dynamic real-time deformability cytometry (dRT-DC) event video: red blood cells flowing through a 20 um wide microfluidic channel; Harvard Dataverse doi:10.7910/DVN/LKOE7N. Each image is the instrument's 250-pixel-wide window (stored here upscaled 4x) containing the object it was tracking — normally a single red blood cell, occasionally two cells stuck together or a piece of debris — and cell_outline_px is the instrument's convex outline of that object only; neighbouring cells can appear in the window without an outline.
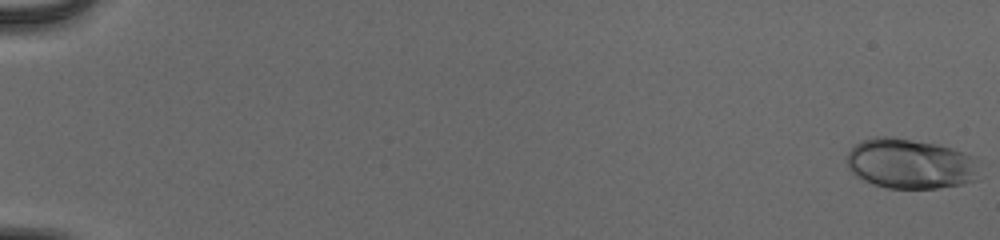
{"species": "human", "species_latin": "Homo sapiens", "temperature_condition": "cold", "stored_images_in_passage": 55, "camera_frame_rate_fps": 3000, "um_per_image_px": 0.085, "donor": {"sex": "male"}, "frame": {"image": 1, "passage_image": 1, "time_ms": 0.0, "image_size_px": [1000, 240], "cell_outline_px": [[976, 156], [972, 180], [960, 184], [936, 188], [888, 188], [872, 184], [856, 176], [848, 168], [844, 160], [848, 152], [860, 140], [876, 136], [884, 136], [936, 144], [952, 148]], "centroid_in_image_um": [77.26, 13.9], "position_along_channel_um": 7.7, "area_um2": 38.26}}
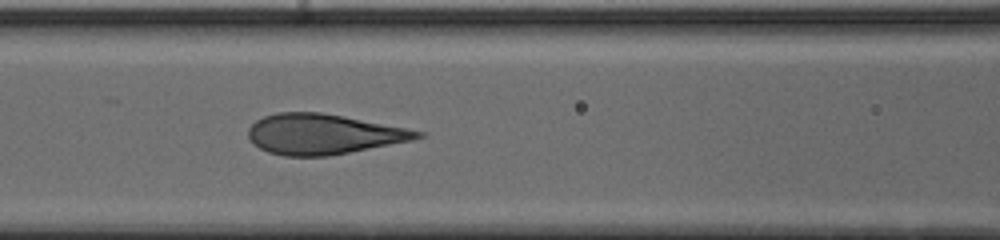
{"frame": {"image": 2, "passage_image": 27, "time_ms": 8.667, "image_size_px": [1000, 240], "cell_outline_px": [[428, 136], [412, 140], [328, 156], [284, 156], [268, 152], [260, 148], [248, 136], [248, 128], [256, 120], [264, 116], [276, 112], [320, 112], [344, 116], [428, 132]], "centroid_in_image_um": [27.51, 11.39], "position_along_channel_um": 139.1, "area_um2": 39.65}}
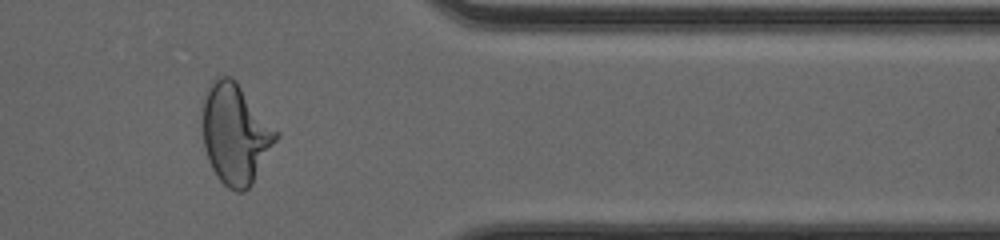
{"frame": {"image": 3, "passage_image": 47, "time_ms": 15.333, "image_size_px": [1000, 240], "cell_outline_px": [[280, 136], [252, 184], [244, 192], [236, 192], [228, 188], [216, 176], [208, 160], [204, 144], [204, 96], [208, 84], [216, 76], [232, 76], [236, 80], [280, 132]], "centroid_in_image_um": [20.05, 11.36], "position_along_channel_um": 391.4, "area_um2": 43.23}, "authors_computed_cell_mechanics": {"area_um2": 39.882, "velocity_mm_per_s": 3.9523, "shape_relaxation_time_tau1_ms": 4.0333, "shape_relaxation_time_tau2_ms": null, "deformation_change_tau1": 0.1715, "deformation_change_tau2": null}}